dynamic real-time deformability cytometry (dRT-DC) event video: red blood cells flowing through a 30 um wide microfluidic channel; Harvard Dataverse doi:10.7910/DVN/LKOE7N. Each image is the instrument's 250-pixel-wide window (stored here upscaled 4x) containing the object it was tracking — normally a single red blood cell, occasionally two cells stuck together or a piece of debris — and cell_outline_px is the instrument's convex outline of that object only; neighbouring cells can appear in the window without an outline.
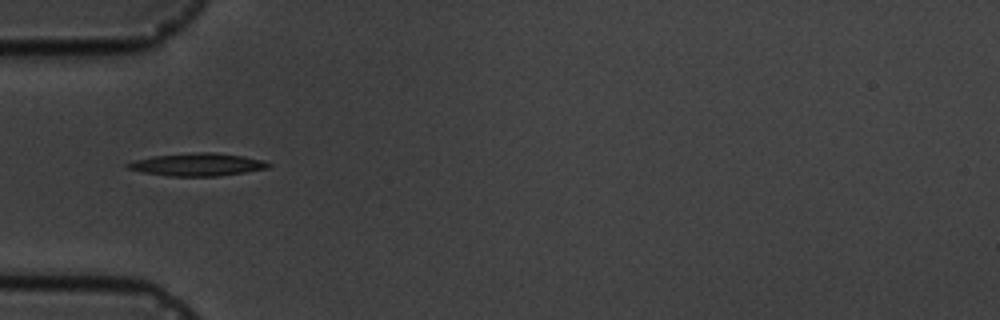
{"species": "common noctule bat (a hibernating species)", "species_latin": "Nyctalus noctula", "temperature_condition": "cold", "stored_images_in_passage": 4, "camera_frame_rate_fps": 3000, "um_per_image_px": 0.085, "animal": {"sex": "male", "body_mass_g": 19.5, "forearm_length_mm": 54.6}, "frame": {"image": 1, "passage_image": 2, "time_ms": 1.333, "image_size_px": [1000, 320], "cell_outline_px": [[272, 164], [268, 168], [220, 176], [168, 176], [144, 172], [128, 168], [124, 164], [132, 160], [152, 156], [196, 152], [212, 152], [240, 156], [264, 160]], "centroid_in_image_um": [16.75, 13.98], "position_along_channel_um": 68.2, "area_um2": 18.55}}
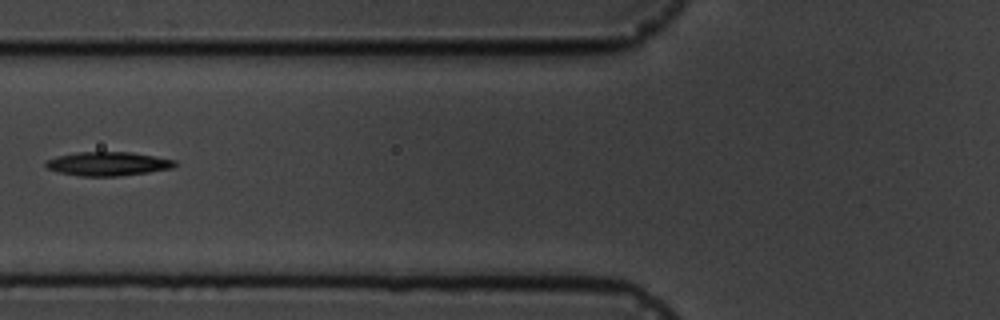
{"frame": {"image": 2, "passage_image": 3, "time_ms": 2.667, "image_size_px": [1000, 320], "cell_outline_px": [[176, 164], [172, 168], [148, 172], [120, 176], [80, 176], [60, 172], [48, 168], [44, 164], [44, 160], [56, 156], [76, 152], [132, 152], [176, 160]], "centroid_in_image_um": [9.15, 13.91], "position_along_channel_um": 116.7, "area_um2": 17.98}}
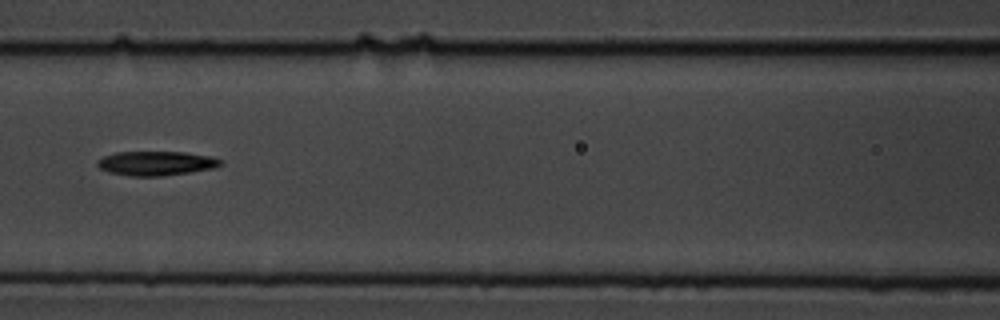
{"frame": {"image": 3, "passage_image": 4, "time_ms": 3.667, "image_size_px": [1000, 320], "cell_outline_px": [[224, 164], [216, 168], [160, 176], [132, 176], [108, 172], [100, 168], [96, 164], [96, 160], [104, 156], [116, 152], [184, 152], [212, 156], [224, 160]], "centroid_in_image_um": [13.31, 13.87], "position_along_channel_um": 153.3, "area_um2": 17.57}}